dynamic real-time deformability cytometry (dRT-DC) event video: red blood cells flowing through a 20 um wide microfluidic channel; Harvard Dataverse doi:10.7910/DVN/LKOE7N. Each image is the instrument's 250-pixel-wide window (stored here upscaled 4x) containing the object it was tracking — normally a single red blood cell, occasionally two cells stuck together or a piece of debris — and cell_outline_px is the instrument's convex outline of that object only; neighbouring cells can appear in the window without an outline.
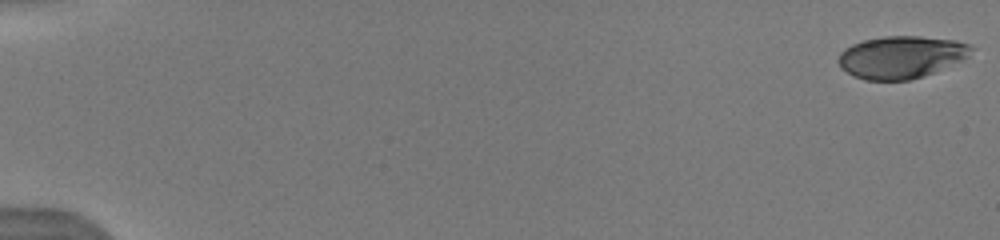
{"species": "human", "species_latin": "Homo sapiens", "temperature_condition": "warm", "stored_images_in_passage": 16, "camera_frame_rate_fps": 3000, "um_per_image_px": 0.085, "donor": {"sex": "male"}, "frame": {"image": 1, "passage_image": 1, "time_ms": 0.0, "image_size_px": [1000, 240], "cell_outline_px": [[976, 48], [968, 56], [960, 60], [924, 76], [908, 80], [864, 80], [840, 68], [836, 60], [840, 52], [844, 48], [852, 44], [864, 40], [884, 36], [920, 36], [956, 40], [968, 44]], "centroid_in_image_um": [76.57, 4.84], "position_along_channel_um": 8.4, "area_um2": 32.77}}
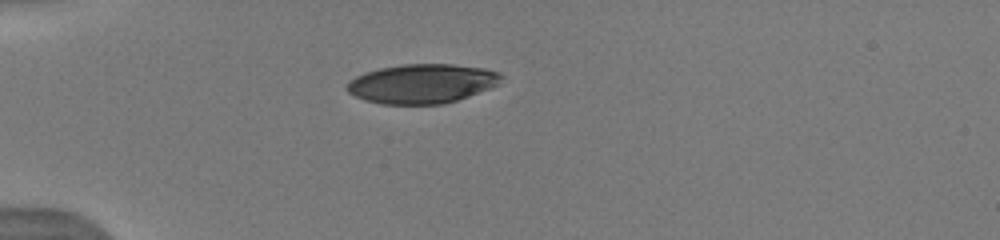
{"frame": {"image": 2, "passage_image": 12, "time_ms": 5.0, "image_size_px": [1000, 240], "cell_outline_px": [[504, 76], [496, 84], [488, 88], [468, 96], [444, 104], [380, 104], [364, 100], [348, 92], [344, 88], [348, 80], [364, 72], [380, 68], [404, 64], [452, 64], [484, 68], [500, 72]], "centroid_in_image_um": [35.82, 7.1], "position_along_channel_um": 49.2, "area_um2": 35.37}}